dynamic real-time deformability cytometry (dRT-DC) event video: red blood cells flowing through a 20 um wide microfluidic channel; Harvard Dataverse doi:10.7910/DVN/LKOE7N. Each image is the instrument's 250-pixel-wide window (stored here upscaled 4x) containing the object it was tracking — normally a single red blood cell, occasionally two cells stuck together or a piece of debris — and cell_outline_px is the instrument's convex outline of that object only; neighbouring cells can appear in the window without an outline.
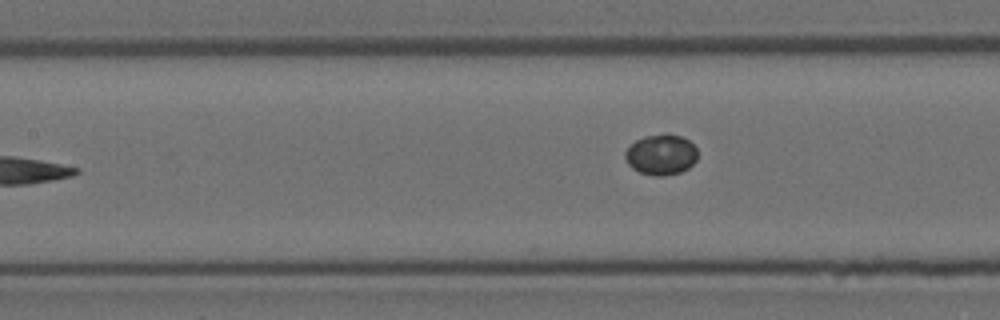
{"species": "Egyptian fruit bat (a non-hibernating species)", "species_latin": "Rousettus aegyptiacus", "temperature_condition": "room temperature", "stored_images_in_passage": 7, "camera_frame_rate_fps": 3000, "um_per_image_px": 0.085, "animal": {"sex": "female"}, "frame": {"image": 1, "passage_image": 6, "time_ms": 1.667, "image_size_px": [1000, 320], "cell_outline_px": [[696, 160], [688, 168], [680, 172], [664, 176], [656, 176], [640, 172], [632, 168], [628, 164], [624, 156], [624, 152], [636, 140], [644, 136], [680, 136], [688, 140], [696, 148]], "centroid_in_image_um": [56.17, 13.18], "position_along_channel_um": 151.2, "area_um2": 16.65}}
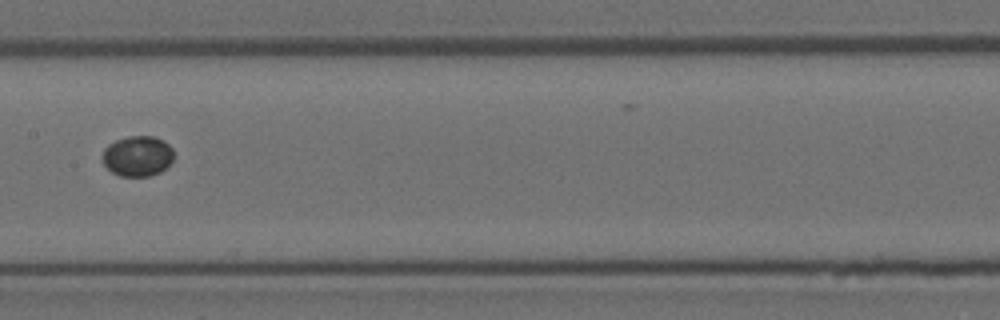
{"frame": {"image": 2, "passage_image": 7, "time_ms": 2.0, "image_size_px": [1000, 320], "cell_outline_px": [[172, 160], [160, 172], [152, 176], [120, 176], [112, 172], [104, 164], [104, 148], [108, 144], [116, 140], [128, 136], [152, 136], [164, 140], [172, 148]], "centroid_in_image_um": [11.69, 13.26], "position_along_channel_um": 195.7, "area_um2": 16.65}}